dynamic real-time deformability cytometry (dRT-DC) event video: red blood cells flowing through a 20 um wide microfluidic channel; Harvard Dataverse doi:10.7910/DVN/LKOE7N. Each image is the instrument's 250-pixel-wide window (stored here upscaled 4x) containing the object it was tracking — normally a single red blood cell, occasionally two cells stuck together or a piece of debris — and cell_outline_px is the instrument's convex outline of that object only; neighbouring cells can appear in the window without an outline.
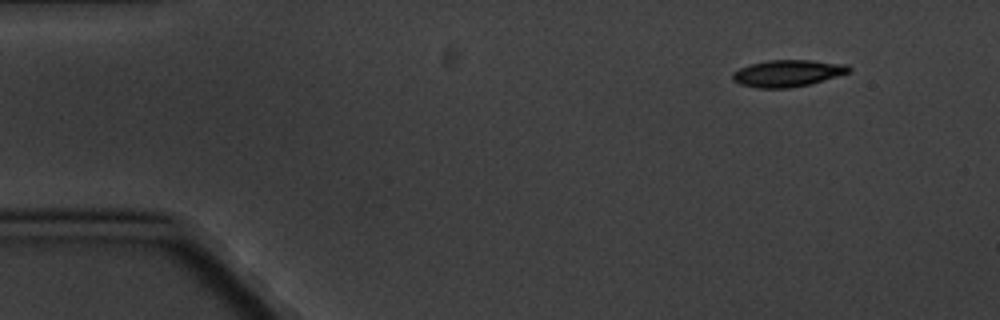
{"species": "common noctule bat (a hibernating species)", "species_latin": "Nyctalus noctula", "temperature_condition": "cold", "stored_images_in_passage": 8, "camera_frame_rate_fps": 3000, "um_per_image_px": 0.085, "animal": {"sex": "male", "body_mass_g": 20.1, "forearm_length_mm": 53.5}, "frame": {"image": 1, "passage_image": 1, "time_ms": 0.0, "image_size_px": [1000, 320], "cell_outline_px": [[852, 72], [824, 80], [808, 84], [788, 88], [756, 88], [740, 84], [732, 80], [732, 72], [740, 68], [752, 64], [768, 60], [812, 60], [848, 64], [852, 68]], "centroid_in_image_um": [66.98, 6.22], "position_along_channel_um": 18.0, "area_um2": 18.26}}
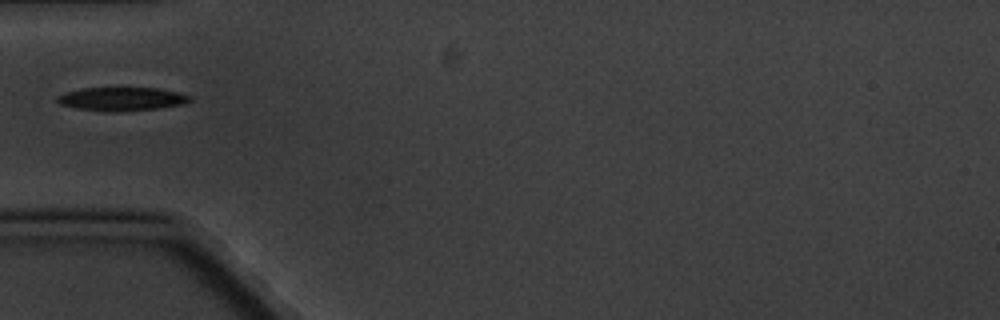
{"frame": {"image": 2, "passage_image": 4, "time_ms": 4.333, "image_size_px": [1000, 320], "cell_outline_px": [[192, 100], [180, 104], [156, 108], [116, 112], [76, 108], [60, 104], [56, 100], [56, 96], [64, 92], [84, 88], [160, 88], [192, 96]], "centroid_in_image_um": [10.31, 8.4], "position_along_channel_um": 74.7, "area_um2": 17.98}}